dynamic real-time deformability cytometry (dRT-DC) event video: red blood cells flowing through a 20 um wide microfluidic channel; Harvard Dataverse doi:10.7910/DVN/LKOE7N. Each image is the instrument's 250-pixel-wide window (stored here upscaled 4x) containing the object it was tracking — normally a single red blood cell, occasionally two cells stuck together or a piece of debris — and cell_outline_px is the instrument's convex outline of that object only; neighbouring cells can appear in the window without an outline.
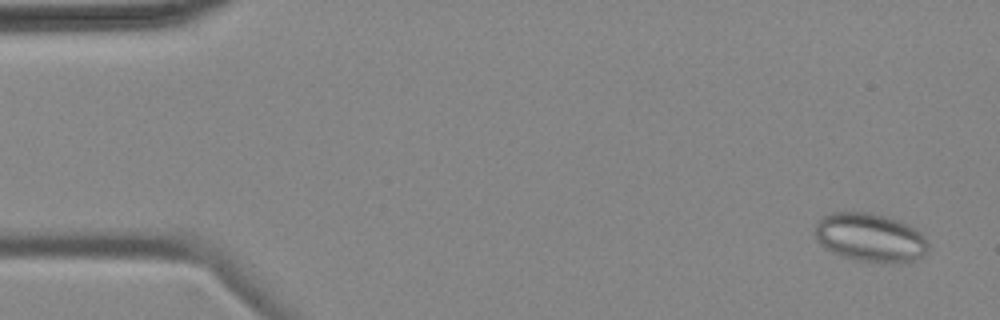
{"species": "common noctule bat (a hibernating species)", "species_latin": "Nyctalus noctula", "temperature_condition": "cold", "stored_images_in_passage": 6, "camera_frame_rate_fps": 3000, "um_per_image_px": 0.085, "animal": {"sex": "female", "body_mass_g": 18.4}, "frame": {"image": 1, "passage_image": 1, "time_ms": 0.0, "image_size_px": [1000, 320], "cell_outline_px": [[928, 248], [924, 256], [916, 260], [900, 264], [856, 260], [832, 252], [824, 248], [816, 240], [816, 224], [824, 216], [832, 212], [864, 212], [884, 216], [908, 224], [916, 228], [924, 236], [928, 244]], "centroid_in_image_um": [74.0, 20.21], "position_along_channel_um": 11.0, "area_um2": 32.14}}